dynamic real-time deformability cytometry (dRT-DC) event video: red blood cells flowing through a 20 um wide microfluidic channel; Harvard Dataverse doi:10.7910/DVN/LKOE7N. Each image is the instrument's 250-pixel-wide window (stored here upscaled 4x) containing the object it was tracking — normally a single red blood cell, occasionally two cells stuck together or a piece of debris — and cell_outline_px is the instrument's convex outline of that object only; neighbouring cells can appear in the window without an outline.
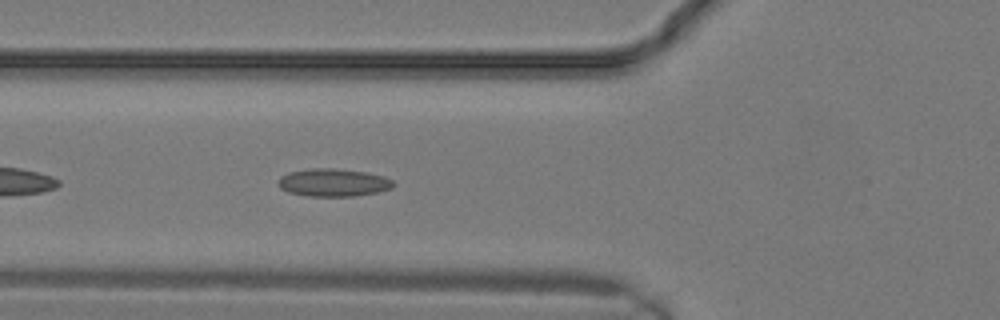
{"species": "common noctule bat (a hibernating species)", "species_latin": "Nyctalus noctula", "temperature_condition": "warm", "stored_images_in_passage": 4, "camera_frame_rate_fps": 3000, "um_per_image_px": 0.085, "animal": {"sex": "male", "body_mass_g": 19.2, "forearm_length_mm": 51.8}, "frame": {"image": 1, "passage_image": 4, "time_ms": 1.0, "image_size_px": [1000, 320], "cell_outline_px": [[396, 184], [392, 188], [376, 192], [356, 196], [308, 196], [288, 192], [280, 188], [276, 184], [280, 176], [288, 172], [312, 168], [332, 168], [364, 172], [384, 176], [392, 180]], "centroid_in_image_um": [28.3, 15.52], "position_along_channel_um": 97.5, "area_um2": 18.73}}